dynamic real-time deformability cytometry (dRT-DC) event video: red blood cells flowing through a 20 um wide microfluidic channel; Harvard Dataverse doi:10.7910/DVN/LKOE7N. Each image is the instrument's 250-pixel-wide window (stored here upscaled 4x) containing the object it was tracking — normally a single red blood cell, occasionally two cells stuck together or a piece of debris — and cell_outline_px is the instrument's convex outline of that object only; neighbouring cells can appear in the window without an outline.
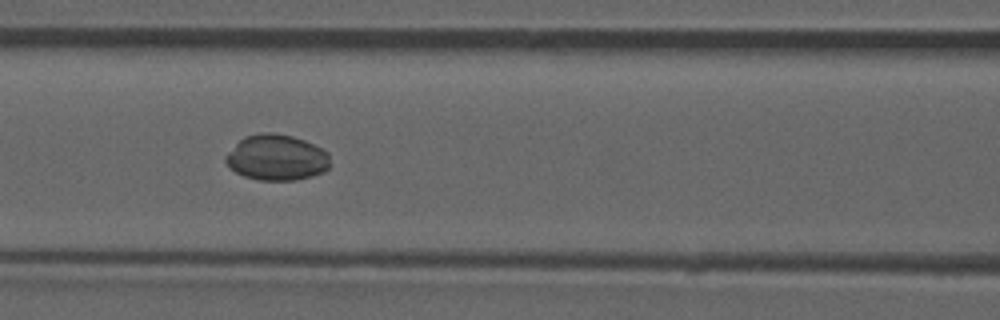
{"species": "common noctule bat (a hibernating species)", "species_latin": "Nyctalus noctula", "temperature_condition": "room temperature", "stored_images_in_passage": 21, "camera_frame_rate_fps": 3000, "um_per_image_px": 0.085, "animal": {"sex": "male", "forearm_length_mm": 52.5}, "frame": {"image": 1, "passage_image": 17, "time_ms": 5.333, "image_size_px": [1000, 320], "cell_outline_px": [[332, 164], [324, 172], [312, 176], [296, 180], [260, 180], [244, 176], [228, 168], [224, 160], [224, 156], [244, 136], [264, 132], [272, 132], [292, 136], [304, 140], [328, 152]], "centroid_in_image_um": [23.51, 13.4], "position_along_channel_um": 143.1, "area_um2": 28.09}}